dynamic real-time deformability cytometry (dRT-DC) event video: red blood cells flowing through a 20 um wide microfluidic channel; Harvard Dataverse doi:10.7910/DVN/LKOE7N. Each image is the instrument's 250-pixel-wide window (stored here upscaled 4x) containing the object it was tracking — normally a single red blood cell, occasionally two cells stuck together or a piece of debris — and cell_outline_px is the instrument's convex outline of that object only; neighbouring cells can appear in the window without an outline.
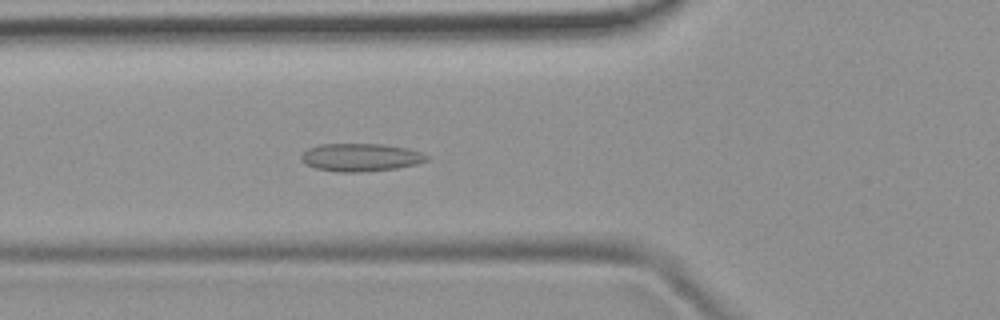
{"species": "common noctule bat (a hibernating species)", "species_latin": "Nyctalus noctula", "temperature_condition": "room temperature", "stored_images_in_passage": 51, "camera_frame_rate_fps": 3000, "um_per_image_px": 0.085, "animal": {"sex": "female", "body_mass_g": 19.9}, "frame": {"image": 1, "passage_image": 17, "time_ms": 5.333, "image_size_px": [1000, 320], "cell_outline_px": [[428, 160], [416, 164], [396, 168], [364, 172], [340, 172], [316, 168], [304, 164], [300, 156], [308, 148], [320, 144], [380, 144], [404, 148], [420, 152], [428, 156]], "centroid_in_image_um": [30.62, 13.38], "position_along_channel_um": 95.2, "area_um2": 20.23}}
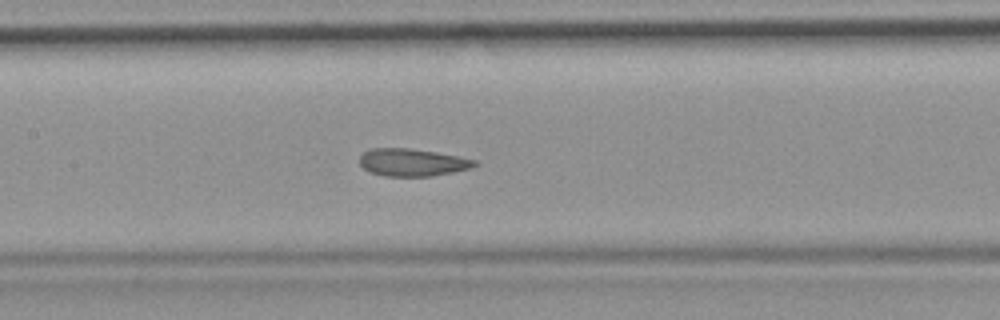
{"frame": {"image": 2, "passage_image": 23, "time_ms": 7.333, "image_size_px": [1000, 320], "cell_outline_px": [[480, 164], [472, 168], [432, 176], [384, 176], [368, 172], [360, 164], [360, 156], [368, 148], [408, 148], [436, 152], [460, 156], [476, 160]], "centroid_in_image_um": [35.06, 13.8], "position_along_channel_um": 172.3, "area_um2": 18.61}}
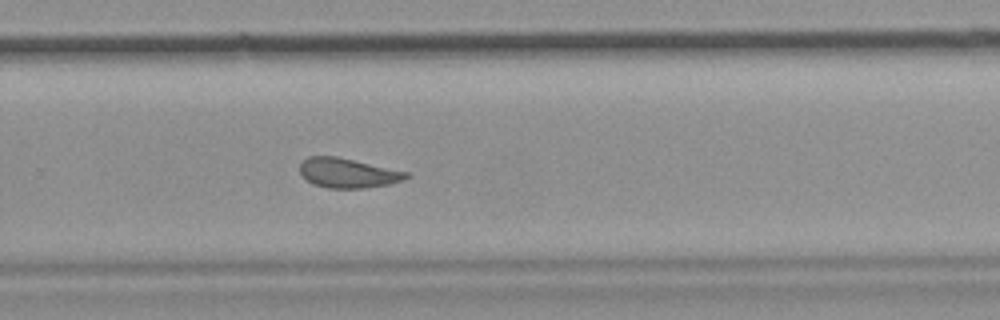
{"frame": {"image": 3, "passage_image": 33, "time_ms": 10.667, "image_size_px": [1000, 320], "cell_outline_px": [[408, 176], [404, 180], [388, 184], [364, 188], [328, 188], [312, 184], [300, 172], [300, 164], [308, 156], [336, 156], [408, 172]], "centroid_in_image_um": [29.55, 14.7], "position_along_channel_um": 300.3, "area_um2": 18.15}, "authors_computed_cell_mechanics": {"area_um2": 19.4208, "velocity_mm_per_s": 3.8532, "shape_relaxation_time_tau1_ms": null, "shape_relaxation_time_tau2_ms": 1.5114, "deformation_change_tau1": null, "deformation_change_tau2": 0.09}}